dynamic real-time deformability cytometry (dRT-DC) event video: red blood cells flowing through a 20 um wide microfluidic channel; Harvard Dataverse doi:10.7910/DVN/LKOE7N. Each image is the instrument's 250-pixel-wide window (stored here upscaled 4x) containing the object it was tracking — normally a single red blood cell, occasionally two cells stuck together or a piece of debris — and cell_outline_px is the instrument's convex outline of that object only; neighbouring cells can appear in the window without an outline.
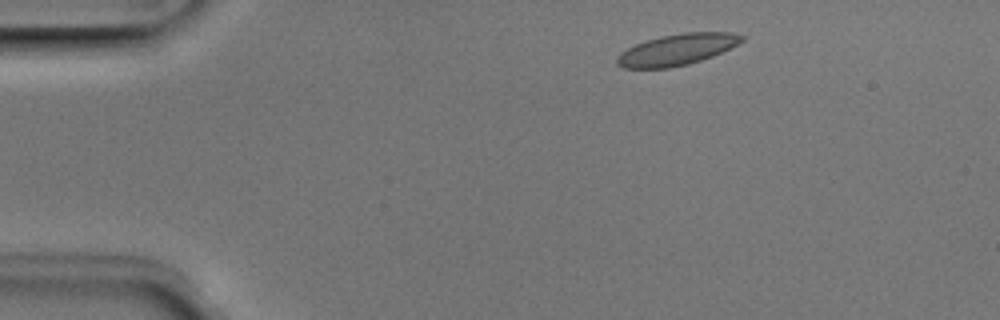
{"species": "Egyptian fruit bat (a non-hibernating species)", "species_latin": "Rousettus aegyptiacus", "temperature_condition": "room temperature", "stored_images_in_passage": 4, "camera_frame_rate_fps": 3000, "um_per_image_px": 0.085, "animal": {"sex": "male"}, "frame": {"image": 1, "passage_image": 2, "time_ms": 0.333, "image_size_px": [1000, 320], "cell_outline_px": [[744, 40], [712, 56], [688, 64], [668, 68], [624, 68], [616, 64], [616, 56], [620, 52], [636, 44], [660, 36], [684, 32], [732, 32], [744, 36]], "centroid_in_image_um": [57.51, 4.21], "position_along_channel_um": 27.5, "area_um2": 22.48}}